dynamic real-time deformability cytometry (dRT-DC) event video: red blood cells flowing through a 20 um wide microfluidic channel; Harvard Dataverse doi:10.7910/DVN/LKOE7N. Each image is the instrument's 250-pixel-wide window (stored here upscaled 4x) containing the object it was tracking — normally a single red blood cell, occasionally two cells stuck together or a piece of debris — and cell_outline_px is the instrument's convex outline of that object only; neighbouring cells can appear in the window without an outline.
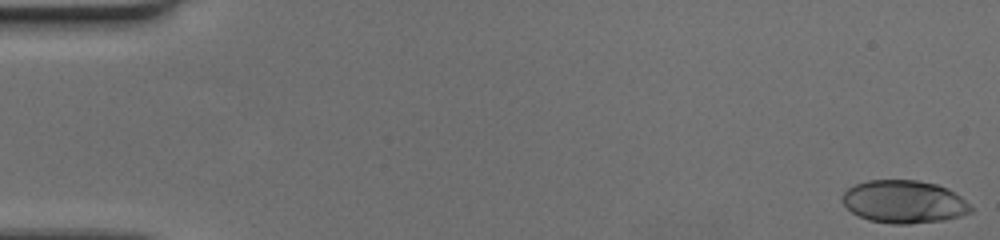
{"species": "human", "species_latin": "Homo sapiens", "temperature_condition": "cold", "stored_images_in_passage": 59, "camera_frame_rate_fps": 3000, "um_per_image_px": 0.085, "donor": {"sex": "female"}, "frame": {"image": 1, "passage_image": 1, "time_ms": 0.0, "image_size_px": [1000, 240], "cell_outline_px": [[972, 212], [960, 216], [944, 220], [908, 224], [892, 224], [868, 220], [852, 212], [840, 200], [840, 196], [848, 188], [856, 184], [868, 180], [916, 180], [936, 184], [948, 188], [960, 196], [972, 208]], "centroid_in_image_um": [76.82, 17.15], "position_along_channel_um": 8.2, "area_um2": 32.08}}
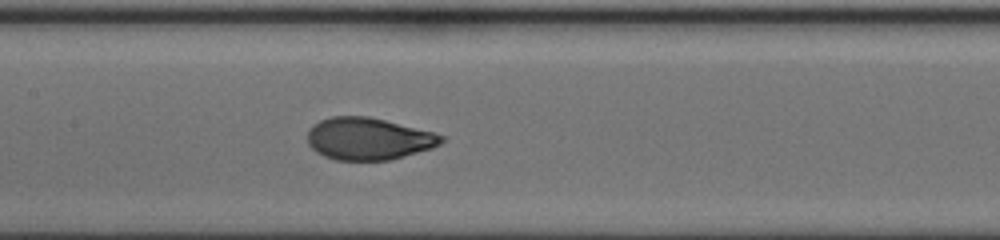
{"frame": {"image": 2, "passage_image": 29, "time_ms": 9.333, "image_size_px": [1000, 240], "cell_outline_px": [[444, 140], [440, 144], [432, 148], [392, 160], [336, 160], [324, 156], [316, 152], [308, 144], [308, 128], [312, 124], [320, 120], [332, 116], [368, 116], [432, 132], [444, 136]], "centroid_in_image_um": [31.29, 11.8], "position_along_channel_um": 176.1, "area_um2": 32.89}}
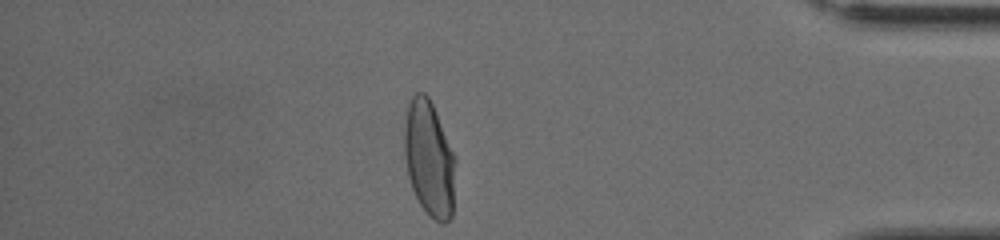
{"frame": {"image": 3, "passage_image": 51, "time_ms": 16.667, "image_size_px": [1000, 240], "cell_outline_px": [[456, 160], [452, 216], [444, 224], [440, 224], [428, 216], [420, 204], [412, 188], [408, 176], [404, 156], [404, 124], [408, 104], [412, 96], [416, 92], [424, 92], [428, 96], [432, 104]], "centroid_in_image_um": [36.47, 13.52], "position_along_channel_um": 398.7, "area_um2": 34.51}}